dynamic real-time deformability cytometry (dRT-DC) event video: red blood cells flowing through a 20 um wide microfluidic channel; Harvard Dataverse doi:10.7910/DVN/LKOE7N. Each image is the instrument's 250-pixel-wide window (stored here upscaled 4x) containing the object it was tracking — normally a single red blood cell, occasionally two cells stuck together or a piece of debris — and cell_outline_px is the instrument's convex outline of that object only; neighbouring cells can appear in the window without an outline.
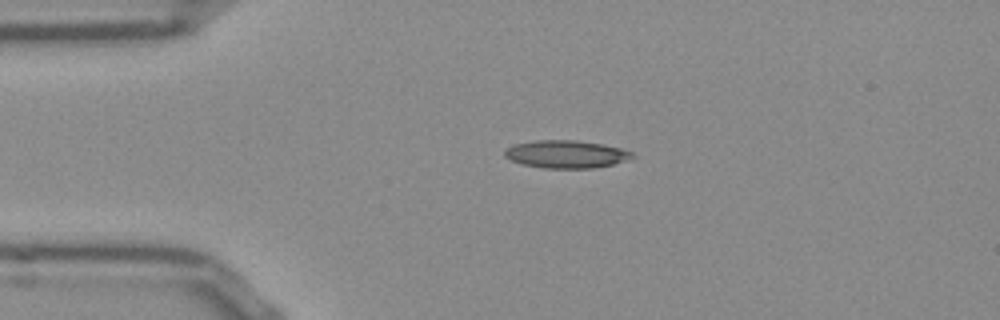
{"species": "Egyptian fruit bat (a non-hibernating species)", "species_latin": "Rousettus aegyptiacus", "temperature_condition": "room temperature", "stored_images_in_passage": 42, "camera_frame_rate_fps": 3000, "um_per_image_px": 0.085, "frame": {"image": 1, "passage_image": 1, "time_ms": 0.0, "image_size_px": [1000, 320], "cell_outline_px": [[636, 156], [628, 160], [612, 164], [592, 168], [544, 168], [524, 164], [512, 160], [504, 156], [504, 148], [512, 144], [536, 140], [576, 140], [604, 144], [624, 148], [632, 152]], "centroid_in_image_um": [48.14, 13.09], "position_along_channel_um": 36.9, "area_um2": 20.81}}
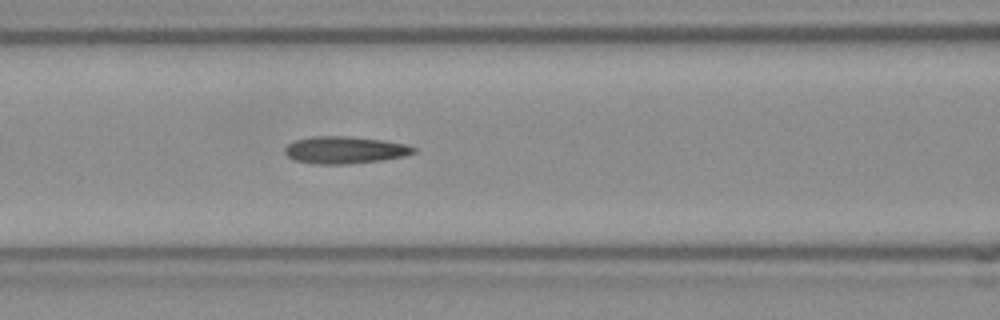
{"frame": {"image": 2, "passage_image": 11, "time_ms": 3.333, "image_size_px": [1000, 320], "cell_outline_px": [[416, 152], [404, 156], [380, 160], [348, 164], [312, 164], [296, 160], [288, 156], [284, 152], [284, 148], [288, 144], [296, 140], [312, 136], [348, 136], [384, 140], [408, 144], [416, 148]], "centroid_in_image_um": [29.32, 12.74], "position_along_channel_um": 137.3, "area_um2": 20.46}}
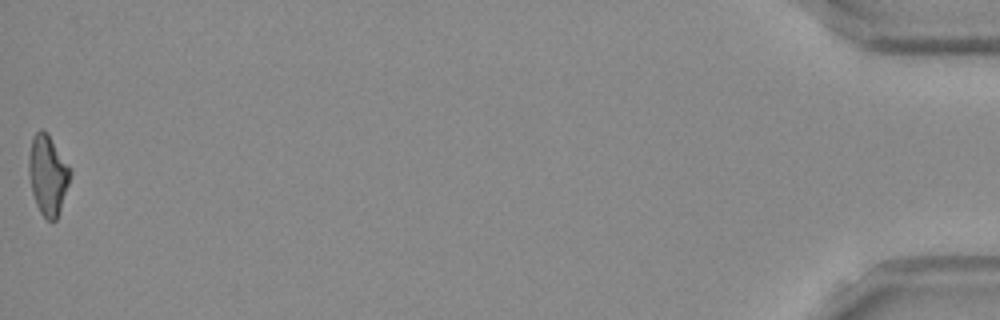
{"frame": {"image": 3, "passage_image": 42, "time_ms": 13.667, "image_size_px": [1000, 320], "cell_outline_px": [[72, 172], [56, 220], [48, 220], [40, 212], [36, 204], [32, 192], [28, 172], [28, 156], [32, 136], [40, 128], [48, 132], [72, 168]], "centroid_in_image_um": [4.06, 14.79], "position_along_channel_um": 431.1, "area_um2": 19.48}, "authors_computed_cell_mechanics": {"area_um2": 19.5942, "velocity_mm_per_s": 3.8495, "shape_relaxation_time_tau1_ms": null, "shape_relaxation_time_tau2_ms": 3.4484, "deformation_change_tau1": null, "deformation_change_tau2": 0.138}}